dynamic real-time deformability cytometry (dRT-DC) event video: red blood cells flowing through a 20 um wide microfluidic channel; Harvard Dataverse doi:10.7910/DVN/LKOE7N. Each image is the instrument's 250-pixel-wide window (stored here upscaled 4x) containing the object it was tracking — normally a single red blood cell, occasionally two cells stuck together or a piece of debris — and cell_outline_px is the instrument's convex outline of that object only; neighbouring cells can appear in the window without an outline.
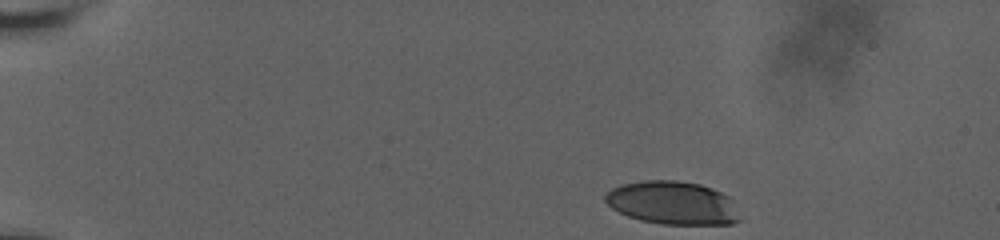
{"species": "human", "species_latin": "Homo sapiens", "temperature_condition": "room temperature", "stored_images_in_passage": 34, "camera_frame_rate_fps": 3000, "um_per_image_px": 0.085, "donor": {"sex": "male"}, "frame": {"image": 1, "passage_image": 1, "time_ms": 0.0, "image_size_px": [1000, 240], "cell_outline_px": [[740, 220], [732, 224], [660, 224], [640, 220], [628, 216], [612, 208], [604, 200], [604, 196], [612, 188], [620, 184], [644, 180], [676, 180], [700, 184], [712, 188], [728, 196], [732, 200]], "centroid_in_image_um": [57.15, 17.24], "position_along_channel_um": 27.8, "area_um2": 33.87}}
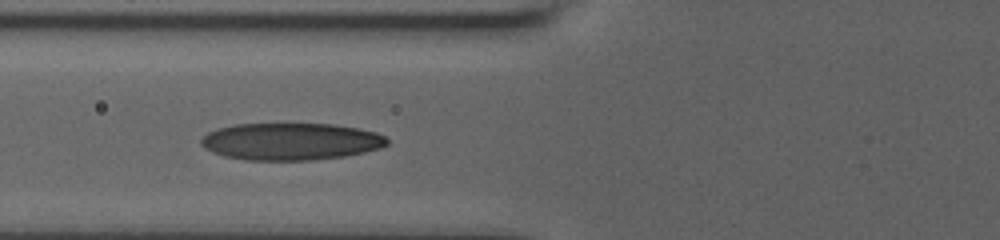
{"frame": {"image": 2, "passage_image": 23, "time_ms": 5.0, "image_size_px": [1000, 240], "cell_outline_px": [[388, 144], [380, 148], [364, 152], [344, 156], [308, 160], [244, 160], [224, 156], [212, 152], [204, 148], [200, 144], [200, 140], [208, 132], [216, 128], [236, 124], [336, 124], [376, 132], [384, 136], [388, 140]], "centroid_in_image_um": [24.68, 12.02], "position_along_channel_um": 101.1, "area_um2": 40.29}}
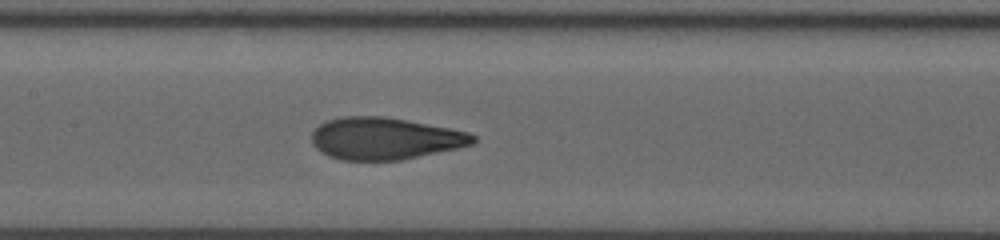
{"frame": {"image": 3, "passage_image": 33, "time_ms": 7.0, "image_size_px": [1000, 240], "cell_outline_px": [[476, 140], [472, 144], [456, 148], [400, 160], [340, 160], [328, 156], [320, 152], [312, 144], [312, 132], [320, 124], [328, 120], [340, 116], [384, 116], [408, 120], [468, 132], [476, 136]], "centroid_in_image_um": [32.67, 11.77], "position_along_channel_um": 174.7, "area_um2": 39.42}}